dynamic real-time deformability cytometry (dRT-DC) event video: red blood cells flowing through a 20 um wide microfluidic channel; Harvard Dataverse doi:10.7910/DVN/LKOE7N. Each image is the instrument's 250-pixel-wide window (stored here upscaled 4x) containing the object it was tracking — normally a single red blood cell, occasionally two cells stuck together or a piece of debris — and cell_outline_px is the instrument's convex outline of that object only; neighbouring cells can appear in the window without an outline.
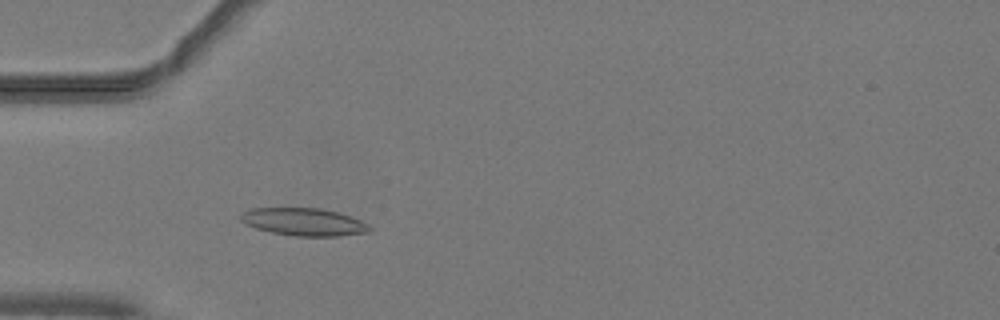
{"species": "common noctule bat (a hibernating species)", "species_latin": "Nyctalus noctula", "temperature_condition": "warm", "stored_images_in_passage": 51, "camera_frame_rate_fps": 3000, "um_per_image_px": 0.085, "animal": {"sex": "male", "body_mass_g": 19.2, "forearm_length_mm": 51.8}, "frame": {"image": 1, "passage_image": 16, "time_ms": 5.0, "image_size_px": [1000, 320], "cell_outline_px": [[372, 228], [368, 232], [340, 236], [296, 236], [272, 232], [256, 228], [244, 224], [240, 220], [240, 216], [244, 212], [252, 208], [320, 208], [340, 212], [360, 220], [368, 224]], "centroid_in_image_um": [25.84, 18.86], "position_along_channel_um": 59.2, "area_um2": 20.75}}
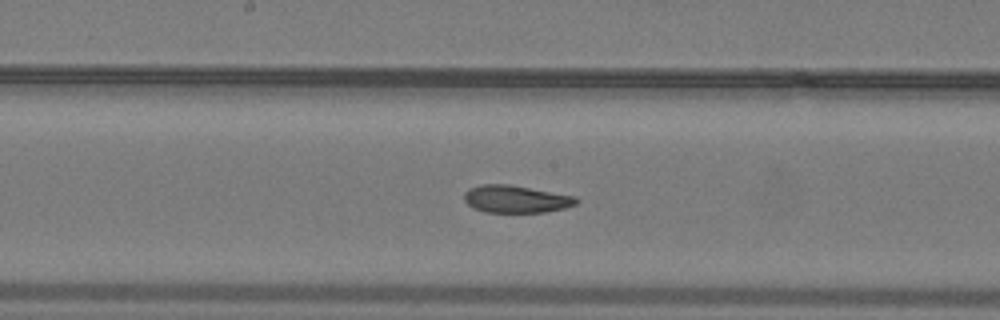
{"frame": {"image": 2, "passage_image": 27, "time_ms": 8.667, "image_size_px": [1000, 320], "cell_outline_px": [[580, 200], [576, 204], [564, 208], [544, 212], [484, 212], [472, 208], [464, 200], [464, 192], [468, 188], [480, 184], [508, 184], [576, 196]], "centroid_in_image_um": [43.83, 16.91], "position_along_channel_um": 204.4, "area_um2": 18.03}}
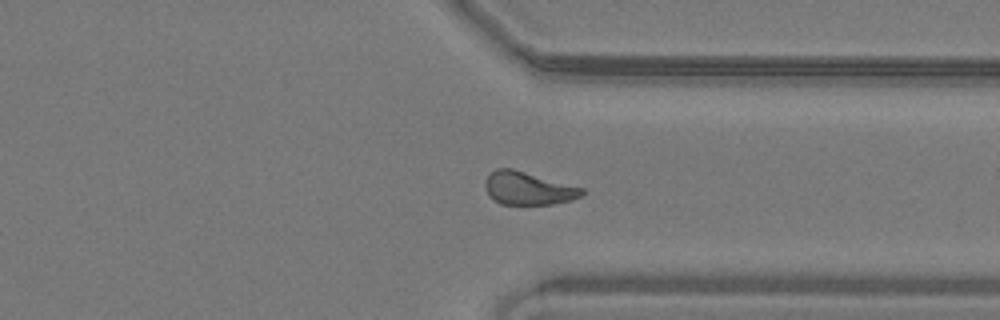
{"frame": {"image": 3, "passage_image": 39, "time_ms": 12.667, "image_size_px": [1000, 320], "cell_outline_px": [[584, 192], [580, 196], [572, 200], [552, 204], [500, 204], [488, 196], [484, 188], [484, 180], [496, 168], [512, 168], [584, 188]], "centroid_in_image_um": [44.85, 16.01], "position_along_channel_um": 366.5, "area_um2": 18.67}, "authors_computed_cell_mechanics": {"area_um2": 19.074, "velocity_mm_per_s": 4.0666, "shape_relaxation_time_tau1_ms": 8.0511, "shape_relaxation_time_tau2_ms": 2.7785, "deformation_change_tau1": 0.2026, "deformation_change_tau2": 0.0933}}